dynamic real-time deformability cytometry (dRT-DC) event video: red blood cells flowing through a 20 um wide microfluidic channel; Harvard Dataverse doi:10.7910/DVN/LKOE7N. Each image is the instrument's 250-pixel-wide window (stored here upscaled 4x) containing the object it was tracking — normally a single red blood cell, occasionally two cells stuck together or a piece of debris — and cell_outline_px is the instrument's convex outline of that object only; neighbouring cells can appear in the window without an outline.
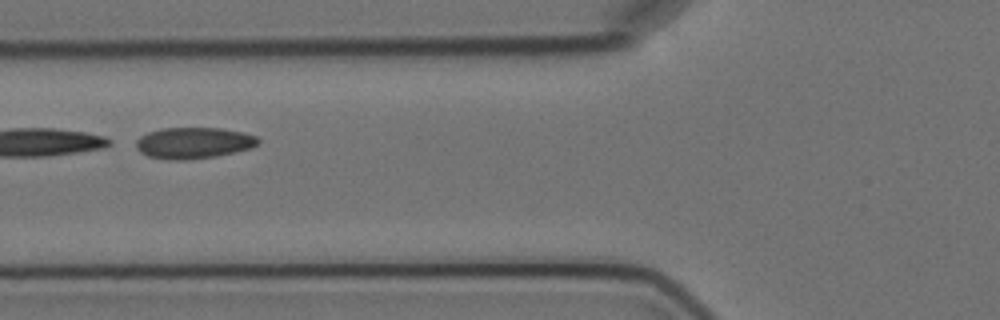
{"species": "Egyptian fruit bat (a non-hibernating species)", "species_latin": "Rousettus aegyptiacus", "temperature_condition": "cold", "stored_images_in_passage": 8, "camera_frame_rate_fps": 3000, "um_per_image_px": 0.085, "animal": {"sex": "female"}, "frame": {"image": 1, "passage_image": 3, "time_ms": 2.667, "image_size_px": [1000, 320], "cell_outline_px": [[260, 144], [248, 148], [216, 156], [184, 160], [172, 160], [148, 156], [140, 152], [136, 148], [136, 140], [140, 136], [148, 132], [160, 128], [220, 128], [244, 132], [256, 136], [260, 140]], "centroid_in_image_um": [16.44, 12.14], "position_along_channel_um": 109.4, "area_um2": 22.2}}
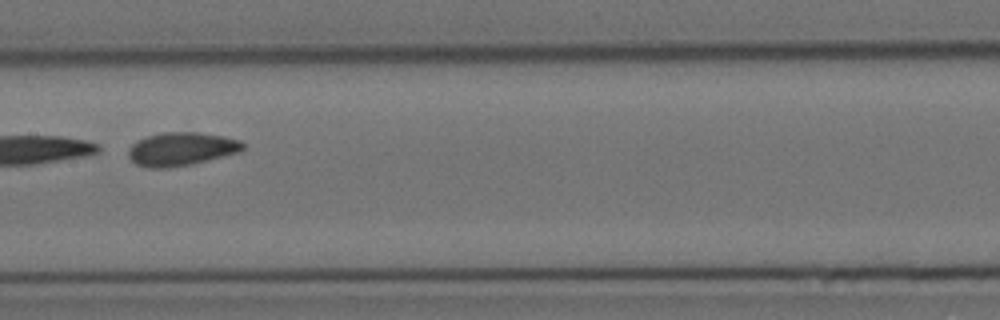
{"frame": {"image": 2, "passage_image": 5, "time_ms": 5.0, "image_size_px": [1000, 320], "cell_outline_px": [[244, 148], [240, 152], [192, 164], [168, 168], [148, 168], [136, 164], [128, 156], [128, 148], [136, 140], [160, 132], [196, 132], [224, 136], [240, 140], [244, 144]], "centroid_in_image_um": [15.4, 12.66], "position_along_channel_um": 192.0, "area_um2": 22.43}}
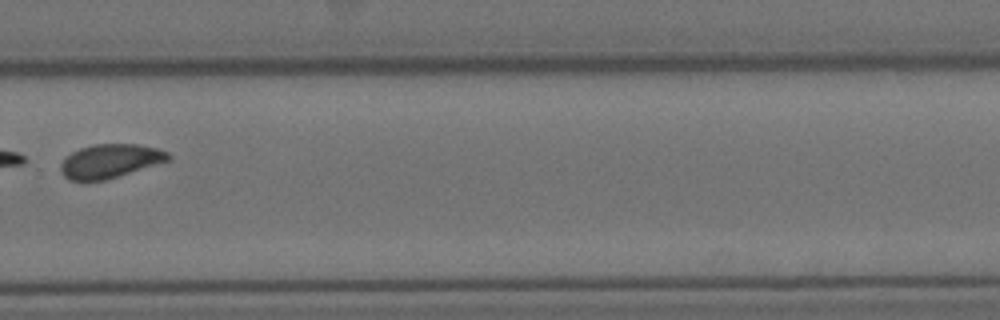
{"frame": {"image": 3, "passage_image": 8, "time_ms": 8.667, "image_size_px": [1000, 320], "cell_outline_px": [[172, 160], [108, 180], [68, 180], [60, 172], [60, 164], [72, 152], [80, 148], [92, 144], [140, 144], [156, 148], [168, 152], [172, 156]], "centroid_in_image_um": [9.41, 13.69], "position_along_channel_um": 320.4, "area_um2": 21.5}}